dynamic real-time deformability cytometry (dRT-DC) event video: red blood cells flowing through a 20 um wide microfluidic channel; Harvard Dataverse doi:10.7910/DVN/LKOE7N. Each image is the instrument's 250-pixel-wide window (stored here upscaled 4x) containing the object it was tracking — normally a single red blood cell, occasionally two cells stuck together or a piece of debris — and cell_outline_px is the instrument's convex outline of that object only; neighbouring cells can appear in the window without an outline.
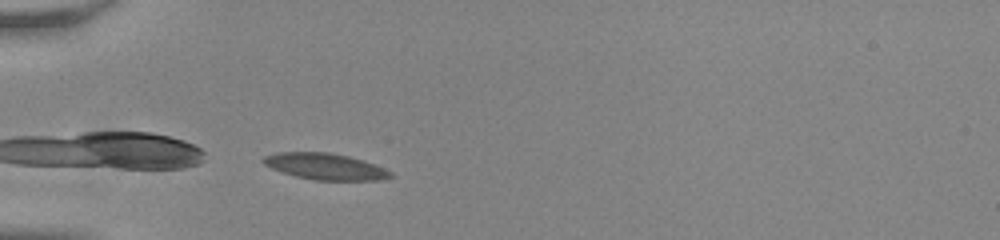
{"species": "common noctule bat (a hibernating species)", "species_latin": "Nyctalus noctula", "temperature_condition": "room temperature", "stored_images_in_passage": 38, "camera_frame_rate_fps": 3000, "um_per_image_px": 0.085, "animal": {"sex": "male", "body_mass_g": 20.0, "forearm_length_mm": 53.3}, "frame": {"image": 1, "passage_image": 1, "time_ms": 0.0, "image_size_px": [1000, 240], "cell_outline_px": [[392, 176], [380, 180], [312, 180], [296, 176], [272, 168], [264, 164], [260, 160], [264, 156], [276, 152], [328, 152], [348, 156], [364, 160], [384, 168], [392, 172]], "centroid_in_image_um": [27.63, 14.14], "position_along_channel_um": 57.4, "area_um2": 19.48}}
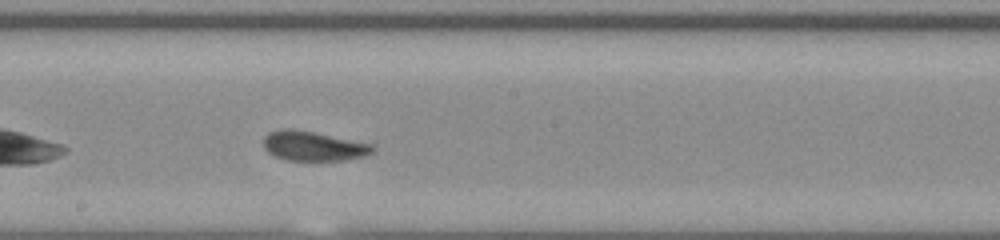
{"frame": {"image": 2, "passage_image": 15, "time_ms": 4.667, "image_size_px": [1000, 240], "cell_outline_px": [[376, 148], [372, 152], [364, 156], [344, 160], [288, 160], [276, 156], [268, 152], [264, 148], [264, 136], [268, 132], [280, 128], [292, 128], [316, 132], [376, 144]], "centroid_in_image_um": [26.66, 12.39], "position_along_channel_um": 221.5, "area_um2": 19.13}}
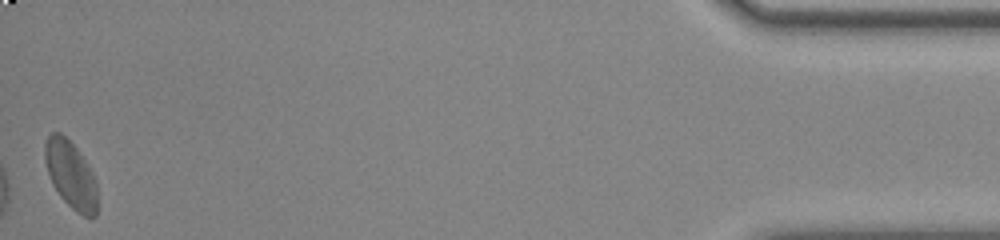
{"frame": {"image": 3, "passage_image": 38, "time_ms": 12.333, "image_size_px": [1000, 240], "cell_outline_px": [[96, 216], [84, 216], [76, 212], [60, 196], [52, 184], [44, 160], [44, 144], [48, 136], [52, 132], [60, 132], [76, 148], [92, 172], [96, 180]], "centroid_in_image_um": [5.99, 14.84], "position_along_channel_um": 429.2, "area_um2": 20.29}, "authors_computed_cell_mechanics": {"area_um2": 18.6405, "velocity_mm_per_s": 3.7734, "shape_relaxation_time_tau1_ms": 5.241, "shape_relaxation_time_tau2_ms": 1.5218, "deformation_change_tau1": 0.1445, "deformation_change_tau2": 0.0759}}